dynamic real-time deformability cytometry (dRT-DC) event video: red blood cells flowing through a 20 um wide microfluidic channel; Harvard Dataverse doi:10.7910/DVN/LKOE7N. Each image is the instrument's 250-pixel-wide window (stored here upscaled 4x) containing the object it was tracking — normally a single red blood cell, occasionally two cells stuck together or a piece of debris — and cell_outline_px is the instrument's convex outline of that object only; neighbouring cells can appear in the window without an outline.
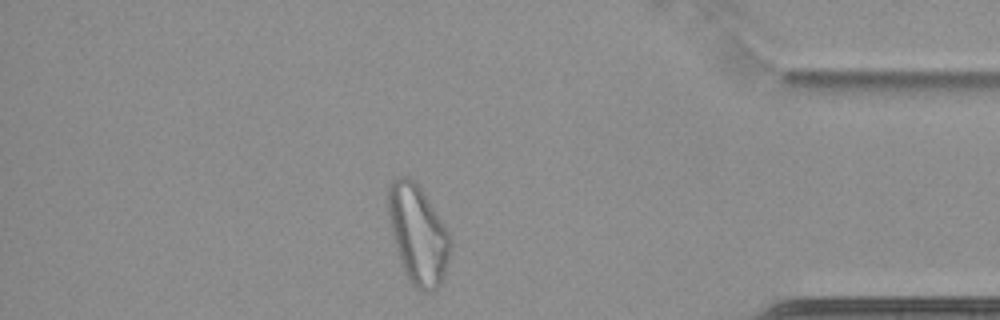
{"species": "common noctule bat (a hibernating species)", "species_latin": "Nyctalus noctula", "temperature_condition": "cold", "stored_images_in_passage": 54, "camera_frame_rate_fps": 3000, "um_per_image_px": 0.085, "animal": {"sex": "female", "body_mass_g": 22.7, "forearm_length_mm": 54.2}, "frame": {"image": 1, "passage_image": 46, "time_ms": 15.0, "image_size_px": [1000, 320], "cell_outline_px": [[452, 244], [448, 264], [444, 276], [440, 284], [432, 292], [420, 292], [408, 280], [404, 272], [396, 248], [388, 216], [388, 188], [392, 180], [400, 176], [408, 176], [420, 188], [452, 236]], "centroid_in_image_um": [35.55, 19.97], "position_along_channel_um": 399.7, "area_um2": 35.84}}